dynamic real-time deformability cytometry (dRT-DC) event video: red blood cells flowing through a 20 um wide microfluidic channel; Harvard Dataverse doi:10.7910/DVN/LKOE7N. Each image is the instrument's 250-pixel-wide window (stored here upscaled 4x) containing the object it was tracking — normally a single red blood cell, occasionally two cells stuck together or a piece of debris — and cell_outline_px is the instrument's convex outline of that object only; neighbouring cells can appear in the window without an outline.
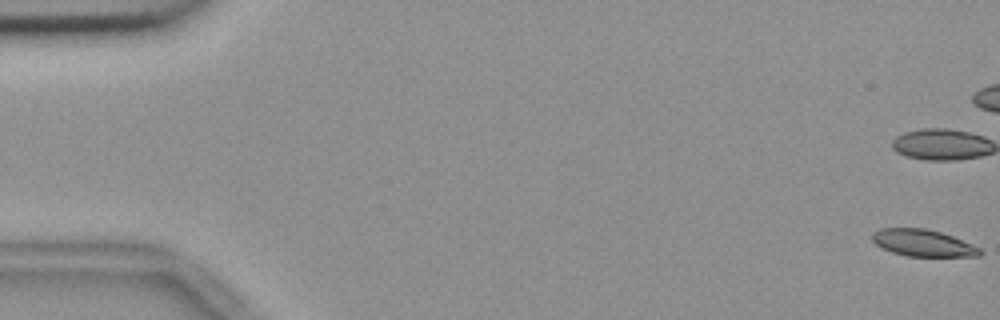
{"species": "common noctule bat (a hibernating species)", "species_latin": "Nyctalus noctula", "temperature_condition": "room temperature", "stored_images_in_passage": 18, "camera_frame_rate_fps": 3000, "um_per_image_px": 0.085, "animal": {"sex": "female", "body_mass_g": 18.4}, "frame": {"image": 1, "passage_image": 1, "time_ms": 0.0, "image_size_px": [1000, 320], "cell_outline_px": [[984, 252], [980, 256], [904, 256], [880, 248], [872, 240], [872, 232], [880, 228], [924, 228], [940, 232], [952, 236], [972, 244], [980, 248]], "centroid_in_image_um": [78.43, 20.65], "position_along_channel_um": 6.6, "area_um2": 16.94}}